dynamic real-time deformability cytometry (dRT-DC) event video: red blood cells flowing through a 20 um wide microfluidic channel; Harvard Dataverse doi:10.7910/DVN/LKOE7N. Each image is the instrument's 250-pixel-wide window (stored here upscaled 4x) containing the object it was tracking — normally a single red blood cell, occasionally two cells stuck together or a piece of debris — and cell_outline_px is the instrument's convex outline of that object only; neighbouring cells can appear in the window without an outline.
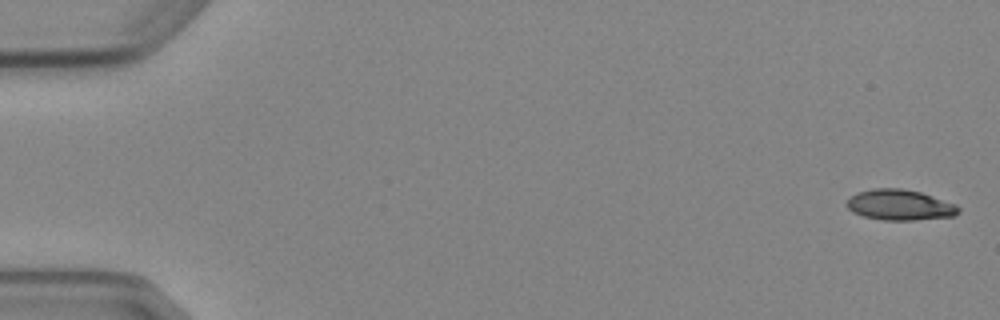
{"species": "Egyptian fruit bat (a non-hibernating species)", "species_latin": "Rousettus aegyptiacus", "temperature_condition": "cold", "stored_images_in_passage": 6, "camera_frame_rate_fps": 3000, "um_per_image_px": 0.085, "animal": {"sex": "female"}, "frame": {"image": 1, "passage_image": 1, "time_ms": 0.0, "image_size_px": [1000, 320], "cell_outline_px": [[960, 212], [956, 216], [916, 220], [884, 220], [864, 216], [852, 212], [844, 204], [856, 192], [872, 188], [900, 188], [920, 192], [956, 204], [960, 208]], "centroid_in_image_um": [76.49, 17.42], "position_along_channel_um": 8.5, "area_um2": 20.06}}